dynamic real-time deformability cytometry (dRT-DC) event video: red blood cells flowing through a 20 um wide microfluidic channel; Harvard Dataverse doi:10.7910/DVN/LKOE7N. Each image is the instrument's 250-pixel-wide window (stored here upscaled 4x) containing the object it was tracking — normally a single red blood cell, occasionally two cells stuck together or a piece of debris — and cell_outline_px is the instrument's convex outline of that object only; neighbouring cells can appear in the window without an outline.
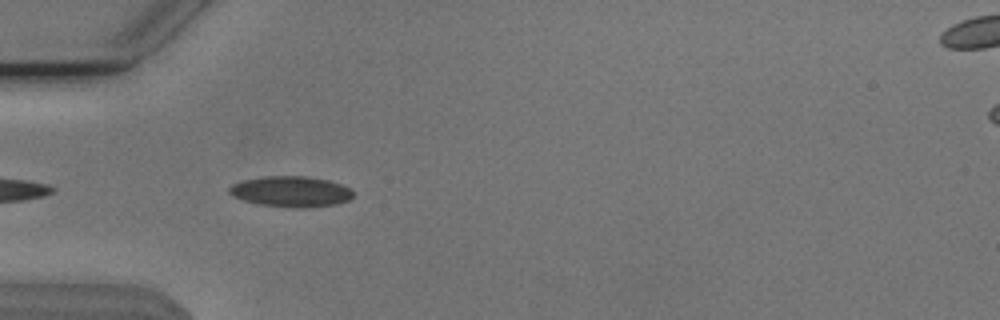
{"species": "Egyptian fruit bat (a non-hibernating species)", "species_latin": "Rousettus aegyptiacus", "temperature_condition": "cold", "stored_images_in_passage": 40, "camera_frame_rate_fps": 3000, "um_per_image_px": 0.085, "animal": {"sex": "male"}, "frame": {"image": 1, "passage_image": 3, "time_ms": 0.667, "image_size_px": [1000, 320], "cell_outline_px": [[352, 196], [348, 200], [336, 204], [308, 208], [296, 208], [260, 204], [244, 200], [232, 196], [228, 192], [228, 188], [232, 184], [244, 180], [264, 176], [304, 176], [328, 180], [352, 188]], "centroid_in_image_um": [24.73, 16.28], "position_along_channel_um": 60.3, "area_um2": 22.14}}
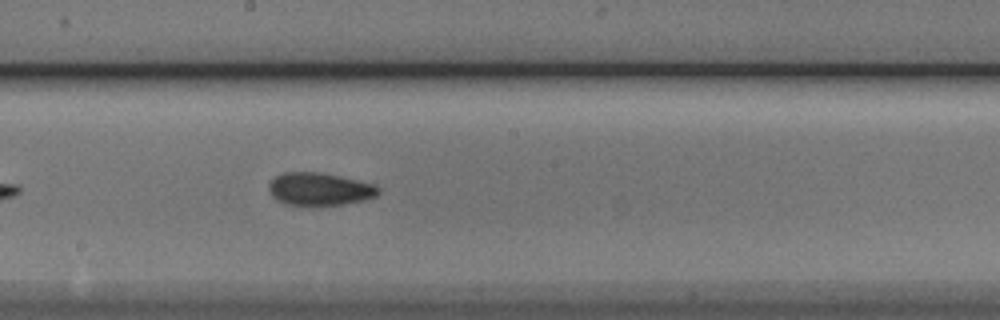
{"frame": {"image": 2, "passage_image": 16, "time_ms": 5.0, "image_size_px": [1000, 320], "cell_outline_px": [[380, 192], [376, 196], [364, 200], [344, 204], [308, 208], [284, 204], [276, 200], [272, 196], [268, 188], [268, 184], [276, 176], [284, 172], [316, 172], [340, 176], [376, 184], [380, 188]], "centroid_in_image_um": [27.15, 16.11], "position_along_channel_um": 221.1, "area_um2": 21.62}}
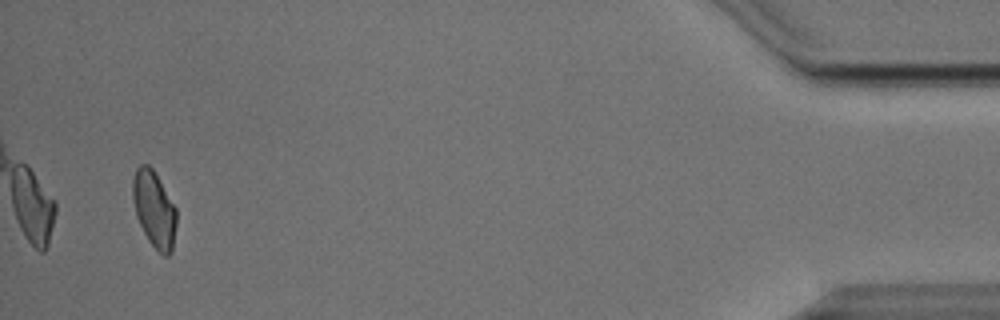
{"frame": {"image": 3, "passage_image": 38, "time_ms": 12.333, "image_size_px": [1000, 320], "cell_outline_px": [[176, 224], [172, 252], [168, 256], [164, 256], [148, 240], [136, 216], [132, 200], [132, 180], [136, 168], [140, 164], [148, 164], [152, 168], [176, 208]], "centroid_in_image_um": [13.09, 17.77], "position_along_channel_um": 422.1, "area_um2": 19.36}, "authors_computed_cell_mechanics": {"area_um2": 20.2878, "velocity_mm_per_s": 3.8041, "shape_relaxation_time_tau1_ms": 5.1441, "shape_relaxation_time_tau2_ms": 3.3374, "deformation_change_tau1": 0.1305, "deformation_change_tau2": 0.0836}}